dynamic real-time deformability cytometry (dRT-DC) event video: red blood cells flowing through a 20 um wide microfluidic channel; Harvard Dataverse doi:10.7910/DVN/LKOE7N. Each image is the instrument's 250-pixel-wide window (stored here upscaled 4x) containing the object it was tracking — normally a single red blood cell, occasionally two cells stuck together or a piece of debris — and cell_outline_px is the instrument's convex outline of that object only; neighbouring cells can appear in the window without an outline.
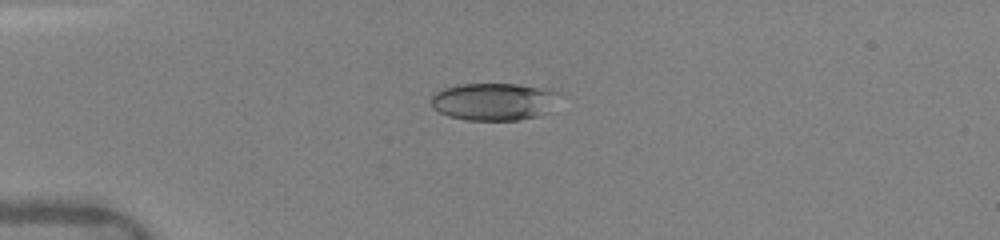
{"species": "human", "species_latin": "Homo sapiens", "temperature_condition": "warm", "stored_images_in_passage": 7, "camera_frame_rate_fps": 3000, "um_per_image_px": 0.085, "donor": {"sex": "female"}, "frame": {"image": 1, "passage_image": 4, "time_ms": 3.667, "image_size_px": [1000, 240], "cell_outline_px": [[560, 92], [540, 116], [520, 120], [468, 120], [448, 116], [432, 108], [432, 96], [436, 92], [444, 88], [456, 84], [516, 84], [552, 88]], "centroid_in_image_um": [41.93, 8.62], "position_along_channel_um": 43.1, "area_um2": 27.8}}
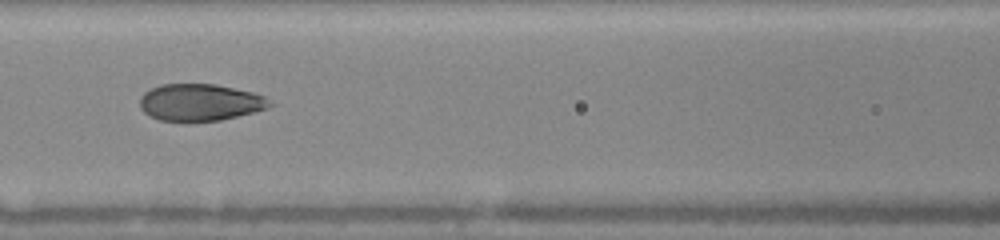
{"frame": {"image": 2, "passage_image": 7, "time_ms": 7.0, "image_size_px": [1000, 240], "cell_outline_px": [[276, 104], [268, 108], [220, 120], [160, 120], [144, 112], [140, 108], [140, 96], [144, 92], [160, 84], [216, 84], [252, 92], [264, 96]], "centroid_in_image_um": [17.02, 8.68], "position_along_channel_um": 149.6, "area_um2": 27.69}}